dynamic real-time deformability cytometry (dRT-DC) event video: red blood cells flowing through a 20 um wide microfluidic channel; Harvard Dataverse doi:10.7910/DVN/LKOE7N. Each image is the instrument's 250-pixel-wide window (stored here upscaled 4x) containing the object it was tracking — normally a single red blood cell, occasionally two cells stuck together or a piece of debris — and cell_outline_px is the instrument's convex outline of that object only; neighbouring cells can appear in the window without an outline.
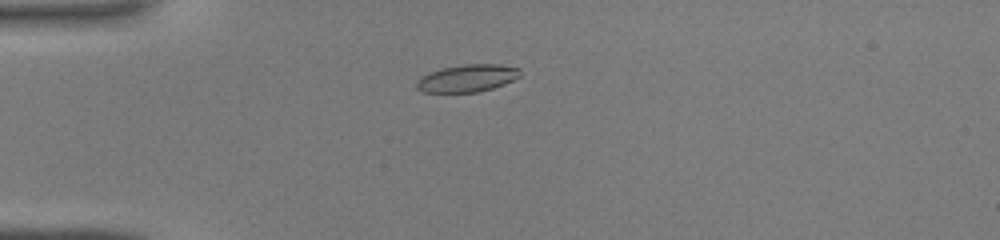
{"species": "common noctule bat (a hibernating species)", "species_latin": "Nyctalus noctula", "temperature_condition": "warm", "stored_images_in_passage": 40, "camera_frame_rate_fps": 3000, "um_per_image_px": 0.085, "animal": {"sex": "male", "body_mass_g": 19.0, "forearm_length_mm": 50.8}, "frame": {"image": 1, "passage_image": 8, "time_ms": 2.333, "image_size_px": [1000, 240], "cell_outline_px": [[520, 76], [504, 84], [492, 88], [476, 92], [424, 92], [416, 88], [416, 80], [420, 76], [428, 72], [444, 68], [464, 64], [500, 64], [520, 68]], "centroid_in_image_um": [39.7, 6.64], "position_along_channel_um": 45.3, "area_um2": 16.53}}
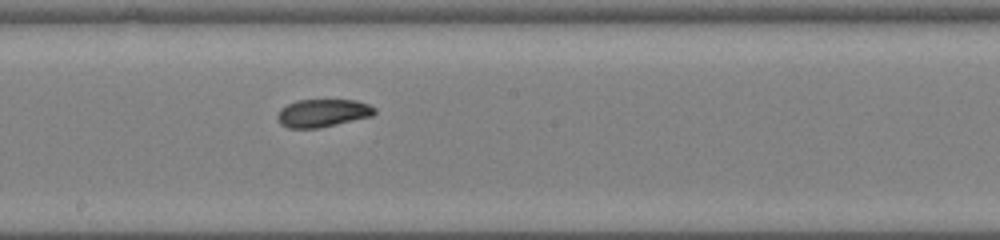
{"frame": {"image": 2, "passage_image": 21, "time_ms": 6.667, "image_size_px": [1000, 240], "cell_outline_px": [[376, 112], [372, 116], [336, 124], [316, 128], [288, 128], [280, 124], [276, 116], [280, 108], [296, 100], [356, 100], [368, 104], [376, 108]], "centroid_in_image_um": [27.41, 9.6], "position_along_channel_um": 220.8, "area_um2": 15.78}}
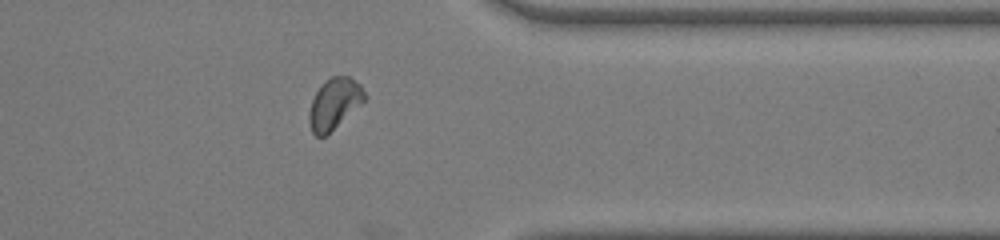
{"frame": {"image": 3, "passage_image": 32, "time_ms": 10.333, "image_size_px": [1000, 240], "cell_outline_px": [[368, 96], [360, 104], [324, 136], [316, 136], [312, 132], [308, 120], [308, 112], [312, 100], [316, 92], [324, 80], [332, 76], [348, 76], [360, 84]], "centroid_in_image_um": [28.39, 8.78], "position_along_channel_um": 383.0, "area_um2": 16.13}}